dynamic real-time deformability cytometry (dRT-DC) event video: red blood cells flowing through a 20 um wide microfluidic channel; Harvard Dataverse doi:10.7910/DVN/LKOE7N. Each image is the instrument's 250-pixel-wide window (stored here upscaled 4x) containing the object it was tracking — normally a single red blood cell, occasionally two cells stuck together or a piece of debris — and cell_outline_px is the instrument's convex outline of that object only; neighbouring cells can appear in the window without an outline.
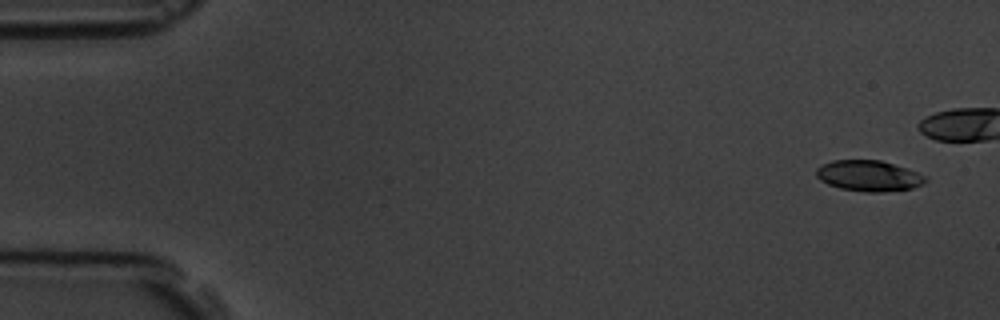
{"species": "common noctule bat (a hibernating species)", "species_latin": "Nyctalus noctula", "temperature_condition": "room temperature", "stored_images_in_passage": 6, "segment_of_instrument_passage": [2, 2], "camera_frame_rate_fps": 3000, "um_per_image_px": 0.085, "animal": {"sex": "male", "body_mass_g": 19.5, "forearm_length_mm": 54.6}, "frame": {"image": 1, "passage_image": 6, "time_ms": 7.0, "image_size_px": [1000, 320], "cell_outline_px": [[928, 180], [924, 184], [912, 188], [880, 192], [864, 192], [840, 188], [828, 184], [820, 180], [816, 176], [816, 168], [820, 164], [832, 160], [880, 160], [916, 172], [924, 176]], "centroid_in_image_um": [73.8, 14.94], "position_along_channel_um": 11.2, "area_um2": 19.54}}